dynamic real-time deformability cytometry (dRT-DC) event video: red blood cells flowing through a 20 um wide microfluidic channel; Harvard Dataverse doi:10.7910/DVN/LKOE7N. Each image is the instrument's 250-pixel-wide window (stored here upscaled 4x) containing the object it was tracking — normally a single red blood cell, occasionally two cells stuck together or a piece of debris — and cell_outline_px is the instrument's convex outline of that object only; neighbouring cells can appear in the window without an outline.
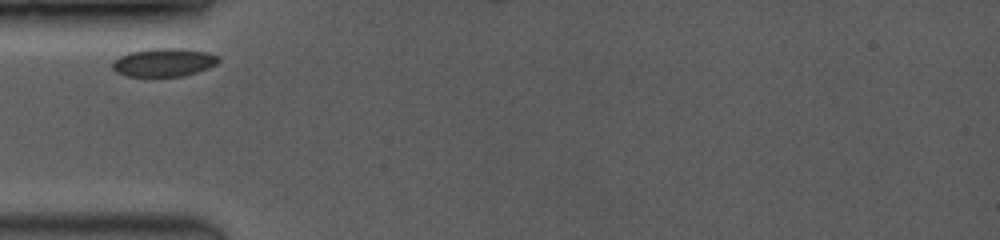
{"species": "common noctule bat (a hibernating species)", "species_latin": "Nyctalus noctula", "temperature_condition": "room temperature", "stored_images_in_passage": 7, "camera_frame_rate_fps": 3500, "um_per_image_px": 0.085, "animal": {"sex": "female", "body_mass_g": 19.0, "forearm_length_mm": 53.3}, "frame": {"image": 1, "passage_image": 1, "time_ms": 0.0, "image_size_px": [1000, 240], "cell_outline_px": [[220, 60], [216, 64], [208, 68], [184, 76], [124, 76], [116, 72], [112, 68], [112, 60], [128, 52], [152, 48], [180, 48], [208, 52], [220, 56]], "centroid_in_image_um": [13.91, 5.29], "position_along_channel_um": 71.1, "area_um2": 17.69}}
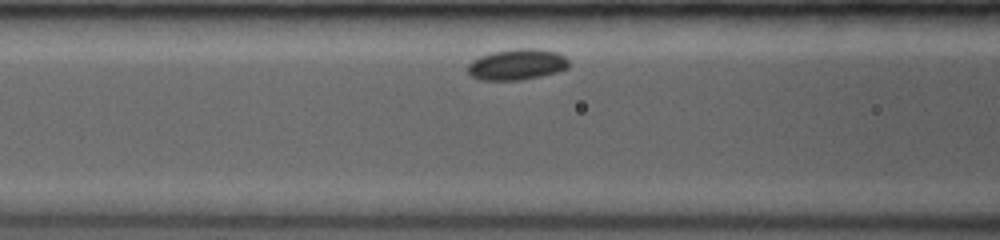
{"frame": {"image": 2, "passage_image": 5, "time_ms": 1.429, "image_size_px": [1000, 240], "cell_outline_px": [[568, 68], [560, 72], [520, 80], [480, 80], [472, 76], [468, 72], [468, 64], [472, 60], [480, 56], [492, 52], [516, 48], [536, 48], [556, 52], [564, 56], [568, 60]], "centroid_in_image_um": [43.95, 5.48], "position_along_channel_um": 122.6, "area_um2": 18.32}}